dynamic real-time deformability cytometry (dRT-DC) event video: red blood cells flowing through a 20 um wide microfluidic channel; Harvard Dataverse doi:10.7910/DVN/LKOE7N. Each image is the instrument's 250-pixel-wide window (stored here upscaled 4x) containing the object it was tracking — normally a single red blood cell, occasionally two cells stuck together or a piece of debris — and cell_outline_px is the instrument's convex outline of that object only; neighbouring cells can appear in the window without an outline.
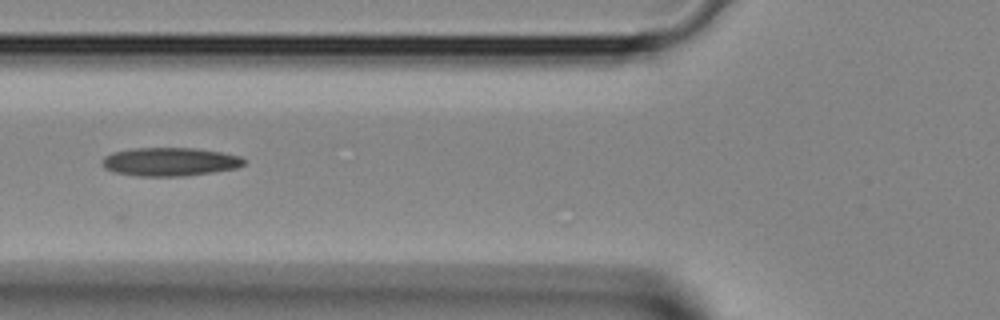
{"species": "Egyptian fruit bat (a non-hibernating species)", "species_latin": "Rousettus aegyptiacus", "temperature_condition": "room temperature", "stored_images_in_passage": 4, "camera_frame_rate_fps": 3000, "um_per_image_px": 0.085, "animal": {"sex": "female"}, "frame": {"image": 1, "passage_image": 3, "time_ms": 0.667, "image_size_px": [1000, 320], "cell_outline_px": [[244, 164], [236, 168], [212, 172], [184, 176], [136, 176], [116, 172], [104, 168], [100, 164], [104, 156], [112, 152], [132, 148], [196, 148], [220, 152], [240, 156], [244, 160]], "centroid_in_image_um": [14.39, 13.74], "position_along_channel_um": 111.4, "area_um2": 23.52}}
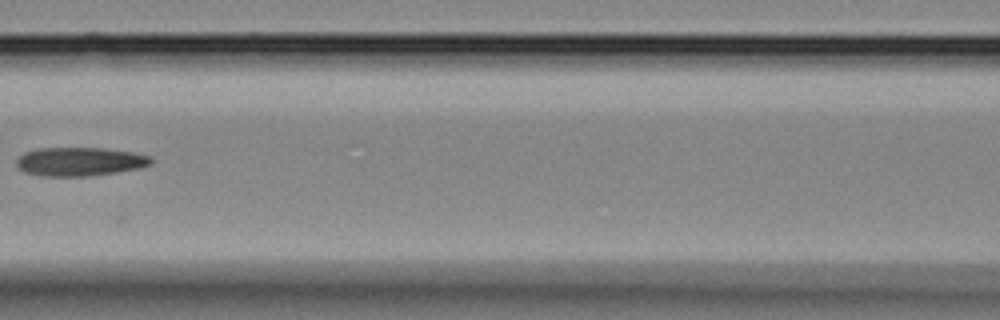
{"frame": {"image": 2, "passage_image": 4, "time_ms": 1.0, "image_size_px": [1000, 320], "cell_outline_px": [[152, 164], [140, 168], [116, 172], [88, 176], [40, 176], [24, 172], [16, 164], [16, 160], [24, 152], [36, 148], [104, 148], [132, 152], [152, 156]], "centroid_in_image_um": [6.78, 13.73], "position_along_channel_um": 159.8, "area_um2": 22.6}}